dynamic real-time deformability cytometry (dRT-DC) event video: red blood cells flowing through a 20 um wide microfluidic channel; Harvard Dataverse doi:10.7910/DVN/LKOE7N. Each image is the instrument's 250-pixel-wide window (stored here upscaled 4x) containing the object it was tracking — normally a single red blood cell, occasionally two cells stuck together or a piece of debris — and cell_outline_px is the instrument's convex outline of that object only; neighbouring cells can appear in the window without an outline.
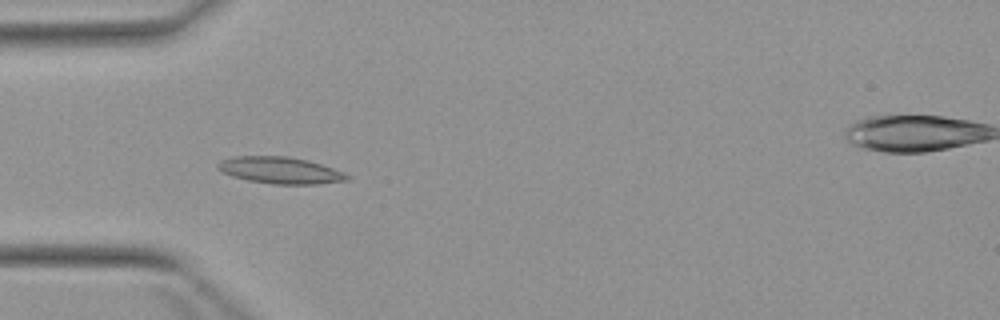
{"species": "Egyptian fruit bat (a non-hibernating species)", "species_latin": "Rousettus aegyptiacus", "temperature_condition": "warm", "stored_images_in_passage": 4, "camera_frame_rate_fps": 3000, "um_per_image_px": 0.085, "animal": {"sex": "female"}, "frame": {"image": 1, "passage_image": 4, "time_ms": 3.333, "image_size_px": [1000, 320], "cell_outline_px": [[352, 176], [348, 180], [316, 184], [272, 184], [248, 180], [232, 176], [216, 168], [216, 164], [220, 160], [232, 156], [288, 156], [308, 160], [344, 172]], "centroid_in_image_um": [23.81, 14.47], "position_along_channel_um": 61.2, "area_um2": 20.17}}